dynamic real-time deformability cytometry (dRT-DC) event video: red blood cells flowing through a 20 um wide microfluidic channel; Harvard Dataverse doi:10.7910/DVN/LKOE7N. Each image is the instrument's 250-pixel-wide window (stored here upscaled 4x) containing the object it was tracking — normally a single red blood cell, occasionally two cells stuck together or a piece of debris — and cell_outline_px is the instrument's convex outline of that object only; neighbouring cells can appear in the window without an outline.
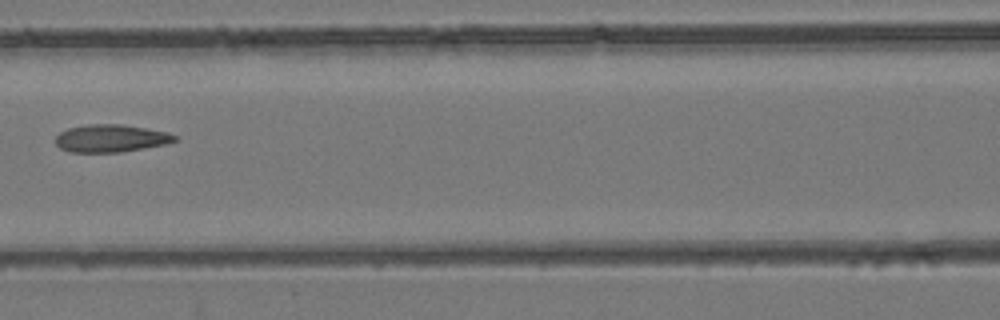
{"species": "common noctule bat (a hibernating species)", "species_latin": "Nyctalus noctula", "temperature_condition": "room temperature", "stored_images_in_passage": 9, "camera_frame_rate_fps": 3000, "um_per_image_px": 0.085, "animal": {"sex": "female", "body_mass_g": 24.6, "forearm_length_mm": 56.2}, "frame": {"image": 1, "passage_image": 7, "time_ms": 2.0, "image_size_px": [1000, 320], "cell_outline_px": [[176, 140], [164, 144], [120, 152], [68, 152], [60, 148], [56, 144], [56, 136], [60, 132], [68, 128], [88, 124], [120, 124], [168, 132], [176, 136]], "centroid_in_image_um": [9.37, 11.75], "position_along_channel_um": 157.2, "area_um2": 18.96}}
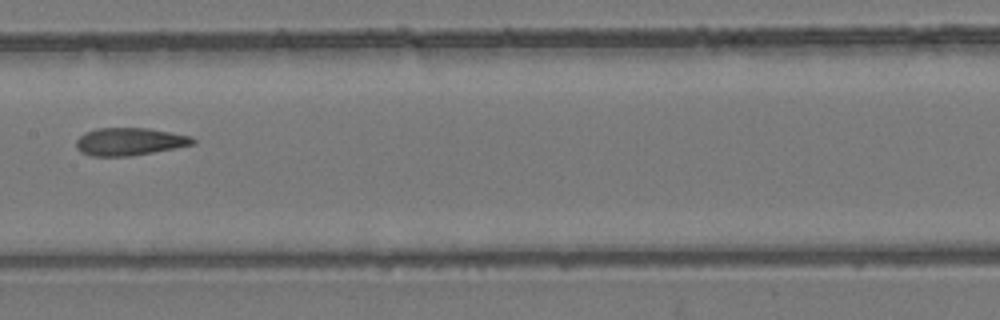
{"frame": {"image": 2, "passage_image": 8, "time_ms": 2.333, "image_size_px": [1000, 320], "cell_outline_px": [[196, 144], [132, 156], [92, 156], [80, 152], [76, 148], [76, 140], [84, 132], [96, 128], [148, 128], [192, 136], [196, 140]], "centroid_in_image_um": [11.01, 12.03], "position_along_channel_um": 196.4, "area_um2": 18.96}}
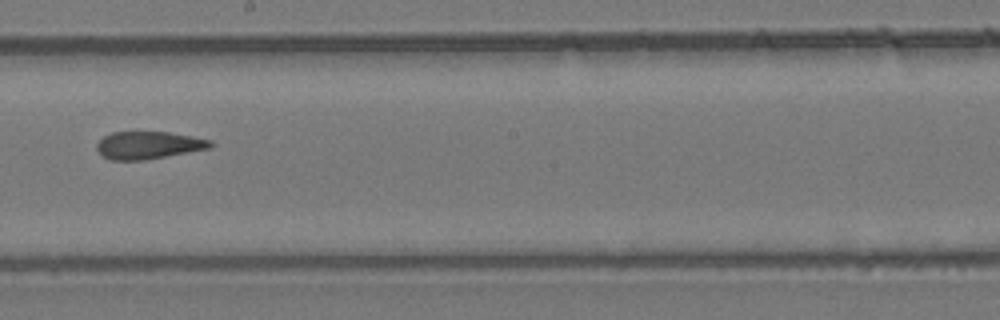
{"frame": {"image": 3, "passage_image": 9, "time_ms": 2.667, "image_size_px": [1000, 320], "cell_outline_px": [[216, 144], [212, 148], [144, 160], [112, 160], [100, 156], [96, 148], [96, 144], [104, 136], [112, 132], [168, 132], [192, 136], [212, 140]], "centroid_in_image_um": [12.64, 12.34], "position_along_channel_um": 235.6, "area_um2": 18.44}}